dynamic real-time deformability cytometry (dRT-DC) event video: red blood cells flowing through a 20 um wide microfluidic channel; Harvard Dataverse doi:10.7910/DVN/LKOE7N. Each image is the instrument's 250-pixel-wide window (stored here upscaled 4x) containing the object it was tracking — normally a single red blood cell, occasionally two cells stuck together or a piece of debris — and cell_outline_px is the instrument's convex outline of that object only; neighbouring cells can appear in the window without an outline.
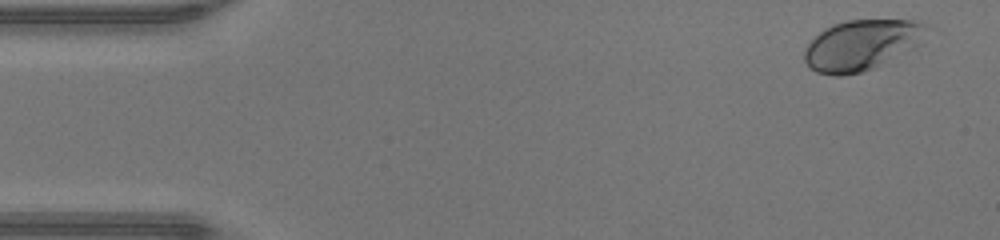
{"species": "human", "species_latin": "Homo sapiens", "temperature_condition": "warm", "stored_images_in_passage": 46, "camera_frame_rate_fps": 3000, "um_per_image_px": 0.085, "donor": {"sex": "male"}, "frame": {"image": 1, "passage_image": 1, "time_ms": 0.0, "image_size_px": [1000, 240], "cell_outline_px": [[924, 24], [920, 44], [916, 48], [872, 68], [860, 72], [840, 76], [836, 76], [816, 72], [808, 68], [804, 60], [804, 48], [820, 32], [832, 24], [848, 20], [920, 20]], "centroid_in_image_um": [73.18, 3.84], "position_along_channel_um": 11.8, "area_um2": 35.66}}
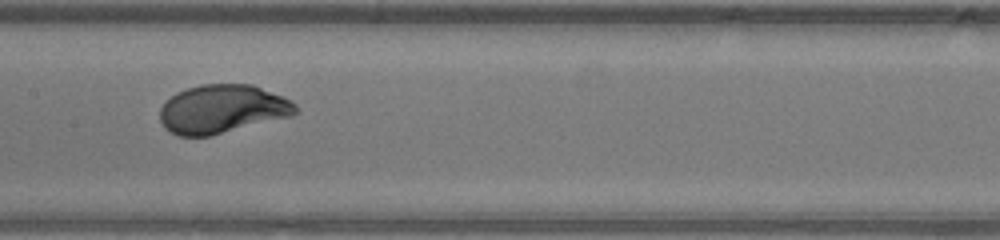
{"frame": {"image": 2, "passage_image": 22, "time_ms": 7.0, "image_size_px": [1000, 240], "cell_outline_px": [[300, 112], [292, 116], [208, 136], [176, 136], [164, 128], [160, 120], [160, 108], [176, 92], [200, 84], [252, 84], [292, 100], [296, 104]], "centroid_in_image_um": [18.91, 9.27], "position_along_channel_um": 188.5, "area_um2": 38.49}}
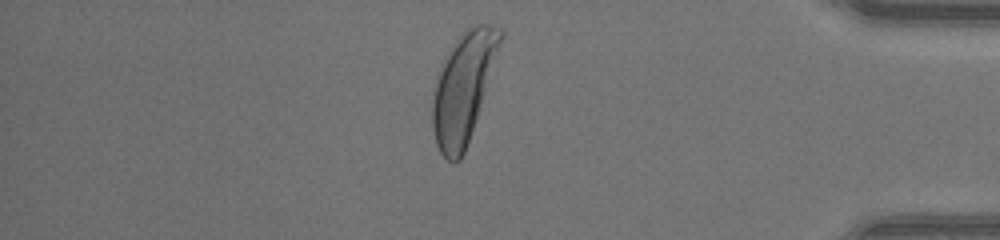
{"frame": {"image": 3, "passage_image": 39, "time_ms": 12.667, "image_size_px": [1000, 240], "cell_outline_px": [[504, 32], [464, 152], [460, 160], [452, 164], [440, 152], [436, 144], [432, 128], [432, 96], [440, 64], [444, 56], [456, 40], [472, 24], [492, 24], [500, 28]], "centroid_in_image_um": [39.33, 7.43], "position_along_channel_um": 395.9, "area_um2": 42.31}, "authors_computed_cell_mechanics": {"area_um2": 38.3792, "velocity_mm_per_s": 4.3193, "shape_relaxation_time_tau1_ms": 1.7991, "shape_relaxation_time_tau2_ms": null, "deformation_change_tau1": 0.1683, "deformation_change_tau2": null}}